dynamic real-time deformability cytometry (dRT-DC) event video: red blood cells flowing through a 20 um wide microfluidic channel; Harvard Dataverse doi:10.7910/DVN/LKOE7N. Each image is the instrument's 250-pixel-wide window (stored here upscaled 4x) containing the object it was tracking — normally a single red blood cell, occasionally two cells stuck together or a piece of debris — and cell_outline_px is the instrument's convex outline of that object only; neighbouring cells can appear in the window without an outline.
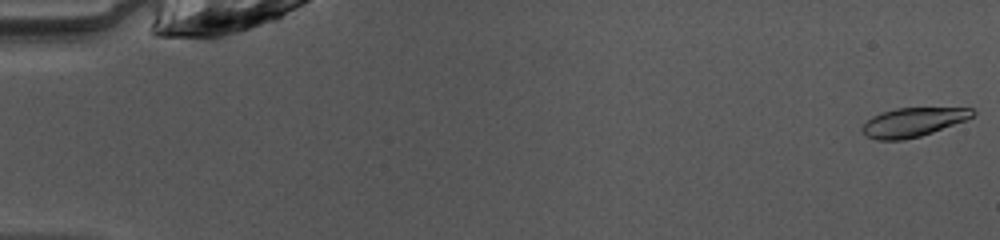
{"species": "common noctule bat (a hibernating species)", "species_latin": "Nyctalus noctula", "temperature_condition": "warm", "stored_images_in_passage": 49, "camera_frame_rate_fps": 3000, "um_per_image_px": 0.085, "animal": {"sex": "female", "body_mass_g": 10.0, "forearm_length_mm": 53.1}, "frame": {"image": 1, "passage_image": 1, "time_ms": 0.0, "image_size_px": [1000, 240], "cell_outline_px": [[976, 112], [972, 116], [964, 120], [932, 132], [920, 136], [904, 140], [876, 140], [868, 136], [860, 128], [872, 116], [880, 112], [896, 108], [972, 108]], "centroid_in_image_um": [77.57, 10.38], "position_along_channel_um": 7.4, "area_um2": 18.38}}
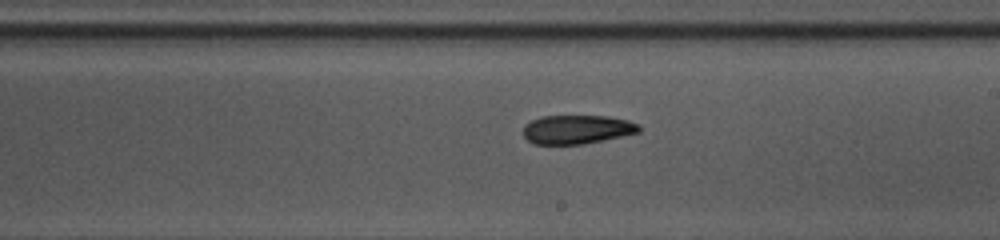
{"frame": {"image": 2, "passage_image": 29, "time_ms": 9.333, "image_size_px": [1000, 240], "cell_outline_px": [[640, 132], [584, 144], [532, 144], [524, 136], [524, 124], [540, 116], [608, 116], [628, 120], [640, 124]], "centroid_in_image_um": [49.05, 11.0], "position_along_channel_um": 240.0, "area_um2": 19.54}}
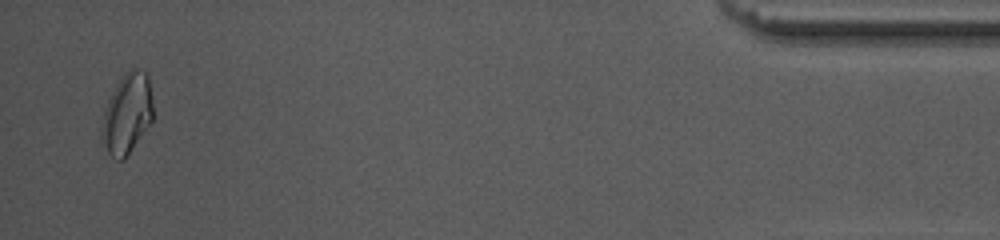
{"frame": {"image": 3, "passage_image": 48, "time_ms": 15.667, "image_size_px": [1000, 240], "cell_outline_px": [[152, 120], [124, 160], [116, 160], [108, 152], [100, 136], [100, 128], [104, 108], [120, 76], [128, 68], [136, 68], [148, 72], [152, 100]], "centroid_in_image_um": [10.78, 9.61], "position_along_channel_um": 424.4, "area_um2": 24.22}, "authors_computed_cell_mechanics": {"area_um2": 20.1144, "velocity_mm_per_s": 4.087, "shape_relaxation_time_tau1_ms": 8.4311, "shape_relaxation_time_tau2_ms": null, "deformation_change_tau1": 0.1839, "deformation_change_tau2": null}}